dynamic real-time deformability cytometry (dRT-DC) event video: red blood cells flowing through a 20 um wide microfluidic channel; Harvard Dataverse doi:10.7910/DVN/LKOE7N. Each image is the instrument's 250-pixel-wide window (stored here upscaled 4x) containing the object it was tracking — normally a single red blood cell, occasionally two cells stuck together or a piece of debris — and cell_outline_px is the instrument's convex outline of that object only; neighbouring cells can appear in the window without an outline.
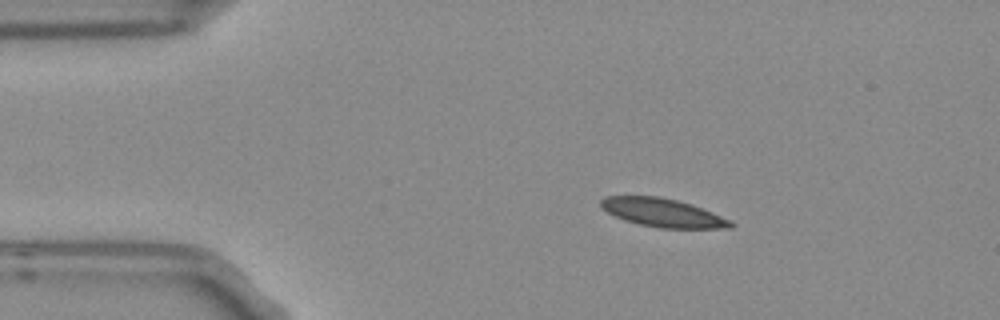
{"species": "Egyptian fruit bat (a non-hibernating species)", "species_latin": "Rousettus aegyptiacus", "temperature_condition": "room temperature", "stored_images_in_passage": 5, "camera_frame_rate_fps": 3000, "um_per_image_px": 0.085, "frame": {"image": 1, "passage_image": 2, "time_ms": 0.333, "image_size_px": [1000, 320], "cell_outline_px": [[736, 224], [732, 228], [660, 228], [640, 224], [624, 220], [608, 212], [600, 204], [600, 200], [604, 196], [660, 196], [692, 204], [732, 220]], "centroid_in_image_um": [56.38, 18.08], "position_along_channel_um": 28.6, "area_um2": 21.5}}
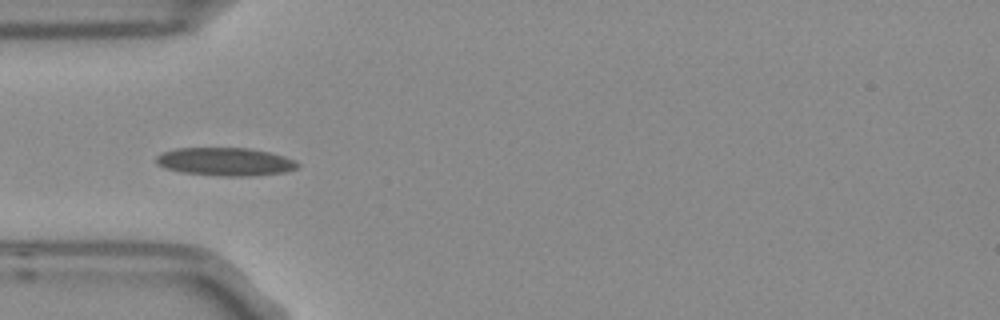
{"frame": {"image": 2, "passage_image": 4, "time_ms": 1.0, "image_size_px": [1000, 320], "cell_outline_px": [[300, 164], [296, 168], [288, 172], [252, 176], [220, 176], [180, 172], [164, 168], [156, 164], [156, 156], [164, 152], [176, 148], [248, 148], [268, 152], [284, 156], [296, 160]], "centroid_in_image_um": [19.16, 13.75], "position_along_channel_um": 65.8, "area_um2": 23.35}}
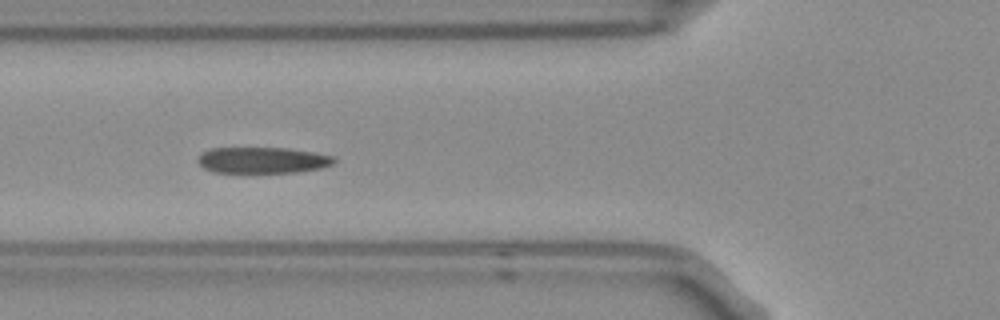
{"frame": {"image": 3, "passage_image": 5, "time_ms": 1.333, "image_size_px": [1000, 320], "cell_outline_px": [[336, 160], [332, 164], [320, 168], [296, 172], [212, 172], [204, 168], [200, 164], [200, 156], [204, 152], [212, 148], [288, 148], [312, 152], [332, 156]], "centroid_in_image_um": [22.33, 13.61], "position_along_channel_um": 103.5, "area_um2": 20.35}}